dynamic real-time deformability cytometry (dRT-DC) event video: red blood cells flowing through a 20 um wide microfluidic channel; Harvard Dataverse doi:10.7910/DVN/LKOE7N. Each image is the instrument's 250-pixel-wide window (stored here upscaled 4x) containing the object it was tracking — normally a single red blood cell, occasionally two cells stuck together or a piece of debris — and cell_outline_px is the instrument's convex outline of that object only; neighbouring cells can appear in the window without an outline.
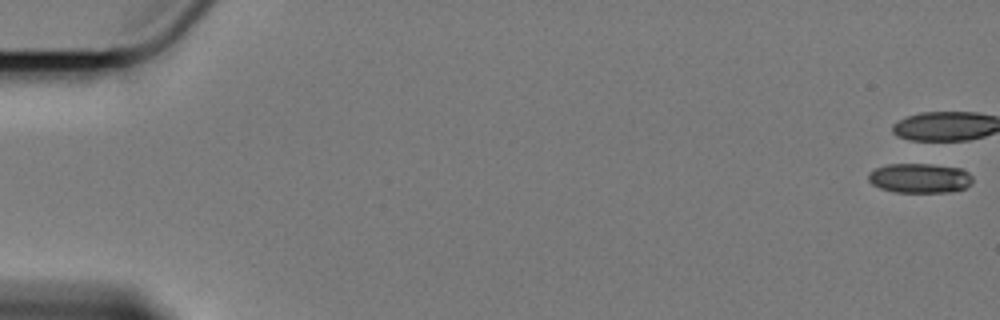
{"species": "Egyptian fruit bat (a non-hibernating species)", "species_latin": "Rousettus aegyptiacus", "temperature_condition": "cold", "stored_images_in_passage": 48, "camera_frame_rate_fps": 3000, "um_per_image_px": 0.085, "animal": {"sex": "female"}, "frame": {"image": 1, "passage_image": 1, "time_ms": 0.0, "image_size_px": [1000, 320], "cell_outline_px": [[972, 184], [964, 188], [948, 192], [896, 192], [880, 188], [872, 184], [868, 180], [868, 172], [876, 168], [888, 164], [932, 164], [960, 168], [968, 172], [972, 176]], "centroid_in_image_um": [78.17, 15.14], "position_along_channel_um": 6.8, "area_um2": 18.03}, "authors_computed_cell_mechanics": {"area_um2": 20.5479, "velocity_mm_per_s": 3.4163, "shape_relaxation_time_tau1_ms": 7.145, "shape_relaxation_time_tau2_ms": null, "deformation_change_tau1": 0.1347, "deformation_change_tau2": null}}